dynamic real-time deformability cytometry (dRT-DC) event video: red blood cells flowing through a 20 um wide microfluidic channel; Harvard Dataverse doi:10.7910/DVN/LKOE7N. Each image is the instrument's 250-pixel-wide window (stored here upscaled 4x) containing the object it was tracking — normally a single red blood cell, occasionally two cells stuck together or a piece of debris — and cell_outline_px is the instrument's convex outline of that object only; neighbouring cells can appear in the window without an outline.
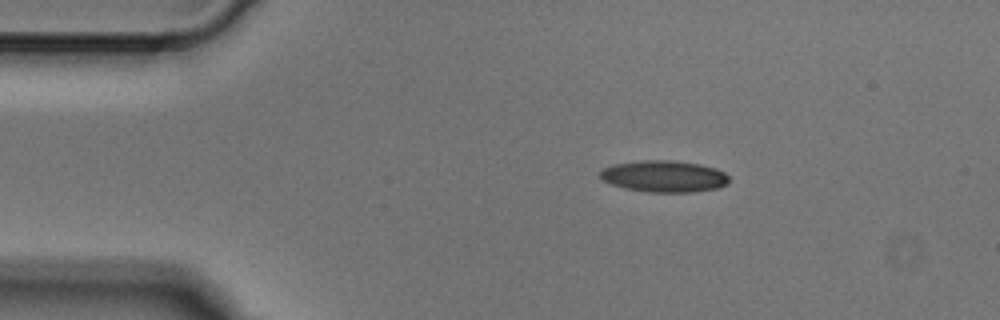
{"species": "Egyptian fruit bat (a non-hibernating species)", "species_latin": "Rousettus aegyptiacus", "temperature_condition": "cold", "stored_images_in_passage": 4, "camera_frame_rate_fps": 3000, "um_per_image_px": 0.085, "animal": {"sex": "male"}, "frame": {"image": 1, "passage_image": 1, "time_ms": 0.0, "image_size_px": [1000, 320], "cell_outline_px": [[728, 184], [716, 188], [692, 192], [648, 192], [624, 188], [612, 184], [604, 180], [600, 176], [600, 172], [604, 168], [612, 164], [644, 160], [672, 160], [700, 164], [716, 168], [724, 172], [728, 176]], "centroid_in_image_um": [56.46, 14.98], "position_along_channel_um": 28.5, "area_um2": 23.7}}
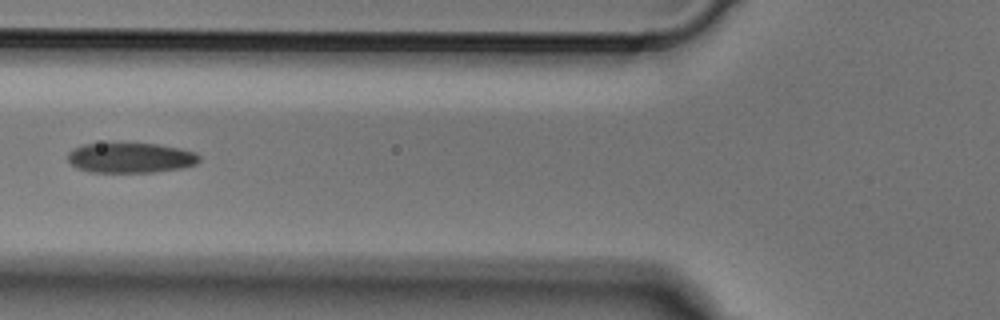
{"frame": {"image": 2, "passage_image": 3, "time_ms": 0.667, "image_size_px": [1000, 320], "cell_outline_px": [[200, 160], [196, 164], [180, 168], [152, 172], [88, 172], [76, 168], [68, 160], [68, 152], [72, 148], [84, 144], [160, 144], [180, 148], [196, 152], [200, 156]], "centroid_in_image_um": [11.1, 13.42], "position_along_channel_um": 114.7, "area_um2": 23.06}}
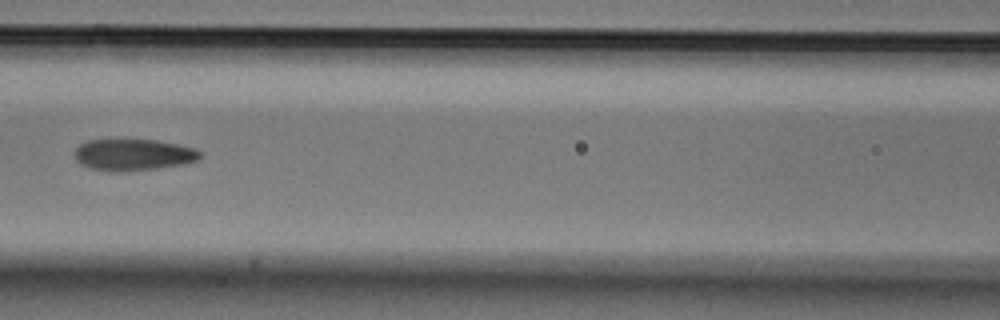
{"frame": {"image": 3, "passage_image": 4, "time_ms": 1.0, "image_size_px": [1000, 320], "cell_outline_px": [[204, 156], [200, 160], [184, 164], [156, 168], [88, 168], [80, 164], [72, 156], [72, 152], [80, 144], [88, 140], [156, 140], [196, 148]], "centroid_in_image_um": [11.37, 13.1], "position_along_channel_um": 155.2, "area_um2": 22.31}}